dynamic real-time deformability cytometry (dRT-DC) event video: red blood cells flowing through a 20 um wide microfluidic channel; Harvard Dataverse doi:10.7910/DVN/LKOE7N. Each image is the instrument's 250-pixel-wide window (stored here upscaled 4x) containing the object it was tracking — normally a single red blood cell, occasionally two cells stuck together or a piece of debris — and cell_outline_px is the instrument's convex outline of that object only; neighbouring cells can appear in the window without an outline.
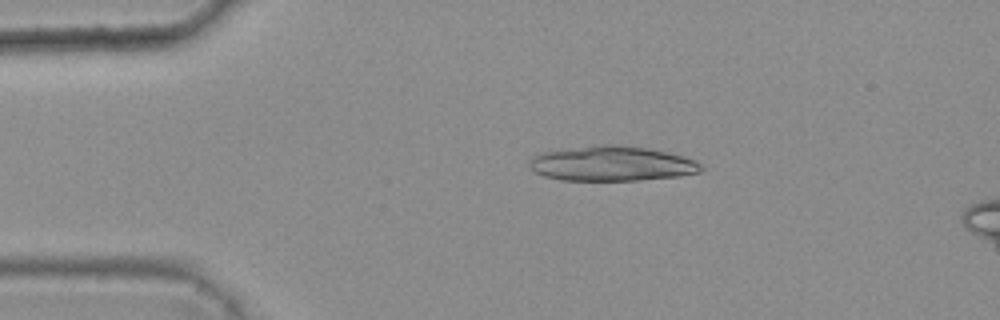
{"species": "common noctule bat (a hibernating species)", "species_latin": "Nyctalus noctula", "temperature_condition": "warm", "stored_images_in_passage": 2, "camera_frame_rate_fps": 3000, "um_per_image_px": 0.085, "animal": {"sex": "female", "body_mass_g": 25.1}, "frame": {"image": 1, "passage_image": 1, "time_ms": 0.0, "image_size_px": [1000, 320], "cell_outline_px": [[704, 168], [700, 172], [680, 176], [636, 180], [560, 180], [544, 176], [528, 168], [528, 160], [532, 156], [540, 152], [568, 148], [600, 144], [620, 144], [648, 148], [684, 156], [696, 160]], "centroid_in_image_um": [51.97, 13.89], "position_along_channel_um": 33.0, "area_um2": 35.32}}